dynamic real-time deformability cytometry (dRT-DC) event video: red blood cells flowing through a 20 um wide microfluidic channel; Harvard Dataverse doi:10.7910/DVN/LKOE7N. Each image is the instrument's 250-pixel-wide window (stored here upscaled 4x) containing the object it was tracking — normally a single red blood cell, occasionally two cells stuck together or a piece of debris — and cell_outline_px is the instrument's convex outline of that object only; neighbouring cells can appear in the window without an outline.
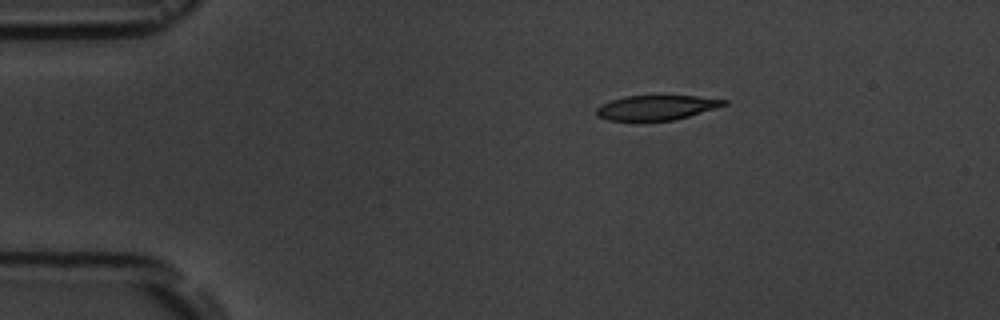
{"species": "common noctule bat (a hibernating species)", "species_latin": "Nyctalus noctula", "temperature_condition": "room temperature", "stored_images_in_passage": 4, "camera_frame_rate_fps": 3000, "um_per_image_px": 0.085, "animal": {"sex": "male", "body_mass_g": 19.5, "forearm_length_mm": 54.6}, "frame": {"image": 1, "passage_image": 1, "time_ms": 0.0, "image_size_px": [1000, 320], "cell_outline_px": [[728, 104], [716, 108], [676, 120], [608, 120], [596, 116], [596, 108], [600, 104], [624, 96], [696, 96], [728, 100]], "centroid_in_image_um": [55.79, 9.14], "position_along_channel_um": 29.2, "area_um2": 18.32}}
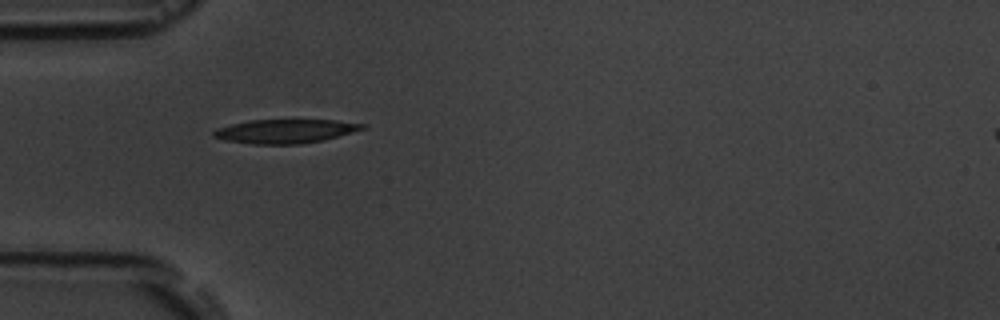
{"frame": {"image": 2, "passage_image": 3, "time_ms": 2.333, "image_size_px": [1000, 320], "cell_outline_px": [[368, 128], [324, 140], [300, 144], [252, 144], [224, 140], [212, 136], [212, 132], [216, 128], [248, 120], [336, 120], [368, 124]], "centroid_in_image_um": [24.28, 11.15], "position_along_channel_um": 60.7, "area_um2": 20.92}}
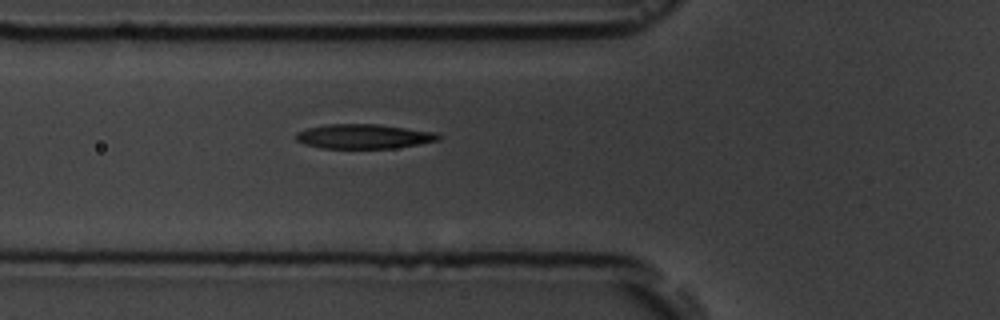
{"frame": {"image": 3, "passage_image": 4, "time_ms": 3.333, "image_size_px": [1000, 320], "cell_outline_px": [[440, 140], [420, 144], [396, 148], [320, 148], [304, 144], [296, 140], [296, 132], [308, 128], [328, 124], [376, 124], [436, 132], [440, 136]], "centroid_in_image_um": [30.92, 11.6], "position_along_channel_um": 94.9, "area_um2": 20.35}}